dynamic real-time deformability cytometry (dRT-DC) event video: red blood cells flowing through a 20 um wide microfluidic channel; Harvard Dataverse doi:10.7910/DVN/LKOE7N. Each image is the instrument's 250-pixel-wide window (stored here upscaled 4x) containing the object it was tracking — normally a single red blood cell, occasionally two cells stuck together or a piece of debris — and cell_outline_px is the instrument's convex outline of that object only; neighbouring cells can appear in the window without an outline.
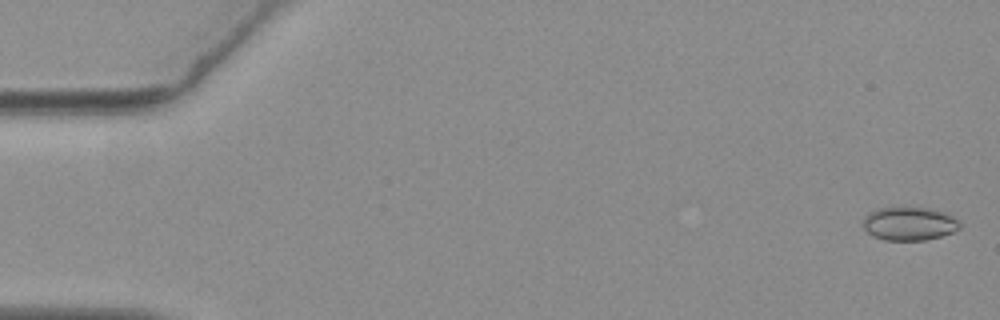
{"species": "common noctule bat (a hibernating species)", "species_latin": "Nyctalus noctula", "temperature_condition": "warm", "stored_images_in_passage": 57, "camera_frame_rate_fps": 3000, "um_per_image_px": 0.085, "animal": {"sex": "female", "body_mass_g": 19.3, "forearm_length_mm": 54.1}, "frame": {"image": 1, "passage_image": 2, "time_ms": 0.333, "image_size_px": [1000, 320], "cell_outline_px": [[960, 228], [952, 232], [940, 236], [924, 240], [884, 240], [872, 236], [864, 228], [864, 216], [868, 212], [876, 208], [932, 208], [948, 212], [960, 224]], "centroid_in_image_um": [77.28, 19.0], "position_along_channel_um": 7.7, "area_um2": 18.84}}
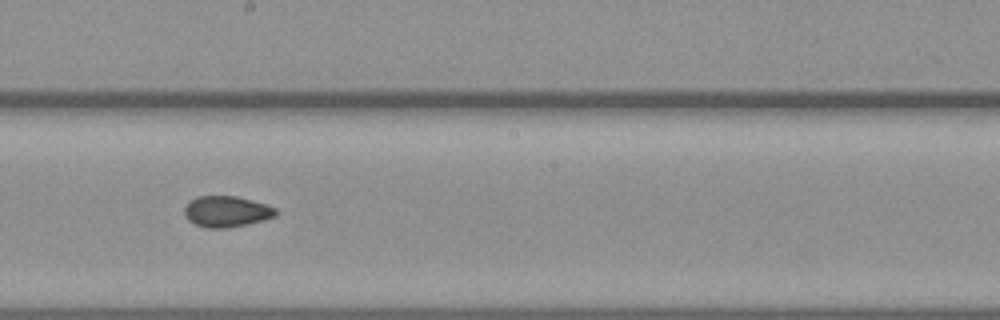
{"frame": {"image": 2, "passage_image": 32, "time_ms": 10.333, "image_size_px": [1000, 320], "cell_outline_px": [[280, 212], [276, 216], [264, 220], [248, 224], [228, 228], [208, 228], [196, 224], [188, 220], [184, 216], [184, 208], [196, 196], [236, 196], [252, 200], [276, 208]], "centroid_in_image_um": [19.28, 17.98], "position_along_channel_um": 228.9, "area_um2": 16.59}}
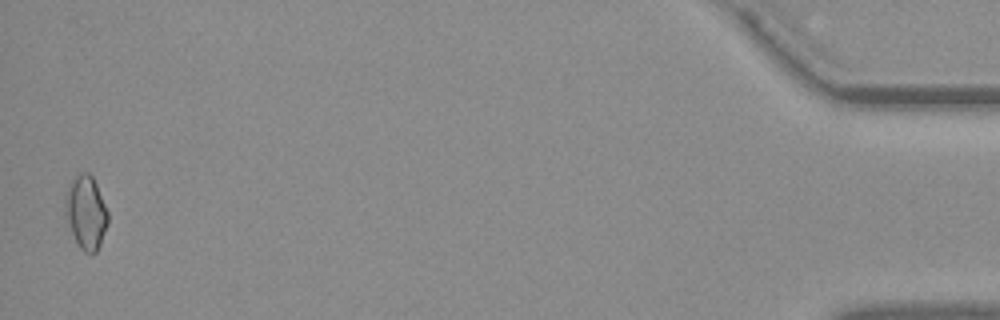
{"frame": {"image": 3, "passage_image": 56, "time_ms": 18.333, "image_size_px": [1000, 320], "cell_outline_px": [[108, 220], [100, 244], [96, 252], [84, 252], [80, 248], [72, 232], [64, 212], [64, 196], [68, 184], [80, 172], [88, 172], [92, 176], [96, 184], [108, 212]], "centroid_in_image_um": [7.28, 18.01], "position_along_channel_um": 427.9, "area_um2": 18.09}, "authors_computed_cell_mechanics": {"area_um2": 16.9932, "velocity_mm_per_s": 3.6845, "shape_relaxation_time_tau1_ms": null, "shape_relaxation_time_tau2_ms": 5.0577, "deformation_change_tau1": null, "deformation_change_tau2": 0.0754}}